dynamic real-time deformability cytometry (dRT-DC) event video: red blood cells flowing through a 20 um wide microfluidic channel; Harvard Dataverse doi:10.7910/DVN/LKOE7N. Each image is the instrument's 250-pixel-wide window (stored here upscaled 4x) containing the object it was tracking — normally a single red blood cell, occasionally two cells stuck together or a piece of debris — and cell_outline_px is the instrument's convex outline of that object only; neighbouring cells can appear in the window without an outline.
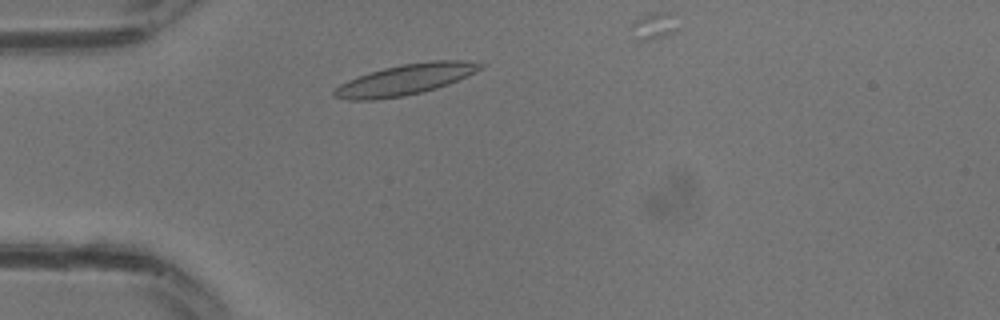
{"species": "common noctule bat (a hibernating species)", "species_latin": "Nyctalus noctula", "temperature_condition": "warm", "stored_images_in_passage": 23, "camera_frame_rate_fps": 3000, "um_per_image_px": 0.085, "animal": {"sex": "male", "body_mass_g": 13.3}, "frame": {"image": 1, "passage_image": 4, "time_ms": 1.0, "image_size_px": [1000, 320], "cell_outline_px": [[484, 64], [476, 72], [448, 84], [436, 88], [404, 96], [372, 100], [352, 100], [332, 96], [332, 92], [340, 84], [348, 80], [384, 68], [400, 64], [432, 60], [464, 60]], "centroid_in_image_um": [34.45, 6.76], "position_along_channel_um": 50.6, "area_um2": 25.84}}
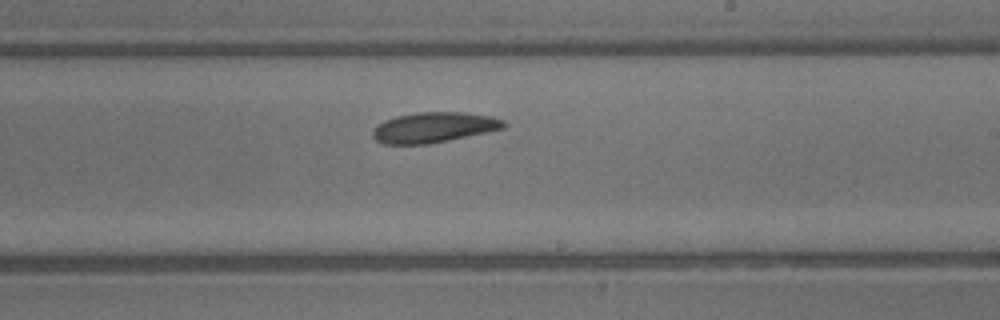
{"frame": {"image": 2, "passage_image": 14, "time_ms": 4.333, "image_size_px": [1000, 320], "cell_outline_px": [[508, 124], [504, 128], [488, 132], [428, 144], [384, 144], [376, 140], [372, 136], [372, 132], [376, 124], [384, 120], [396, 116], [416, 112], [464, 112], [492, 116], [504, 120]], "centroid_in_image_um": [36.88, 10.82], "position_along_channel_um": 252.1, "area_um2": 23.35}}
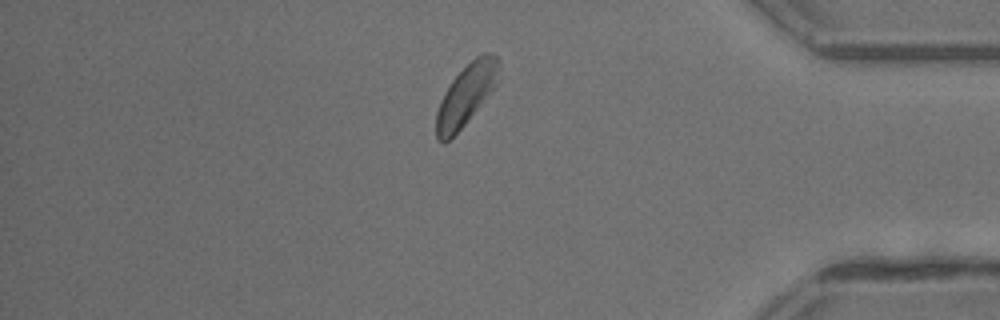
{"frame": {"image": 3, "passage_image": 22, "time_ms": 7.0, "image_size_px": [1000, 320], "cell_outline_px": [[500, 80], [492, 92], [464, 124], [444, 144], [436, 140], [436, 112], [440, 100], [444, 92], [452, 80], [480, 52], [492, 52], [500, 60]], "centroid_in_image_um": [39.66, 8.01], "position_along_channel_um": 395.5, "area_um2": 22.48}}